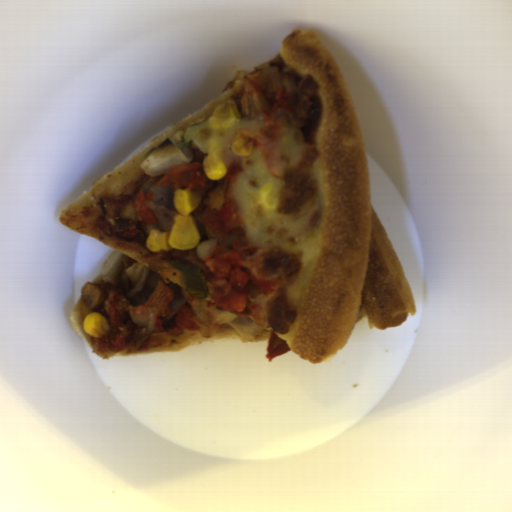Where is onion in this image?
<instances>
[{
	"instance_id": "1",
	"label": "onion",
	"mask_w": 512,
	"mask_h": 512,
	"mask_svg": "<svg viewBox=\"0 0 512 512\" xmlns=\"http://www.w3.org/2000/svg\"><path fill=\"white\" fill-rule=\"evenodd\" d=\"M159 180L160 177L153 176L145 182L141 188V192L147 194L152 192V202L154 206L162 207L170 211H176L173 203V197L176 192L174 186H157Z\"/></svg>"
}]
</instances>
